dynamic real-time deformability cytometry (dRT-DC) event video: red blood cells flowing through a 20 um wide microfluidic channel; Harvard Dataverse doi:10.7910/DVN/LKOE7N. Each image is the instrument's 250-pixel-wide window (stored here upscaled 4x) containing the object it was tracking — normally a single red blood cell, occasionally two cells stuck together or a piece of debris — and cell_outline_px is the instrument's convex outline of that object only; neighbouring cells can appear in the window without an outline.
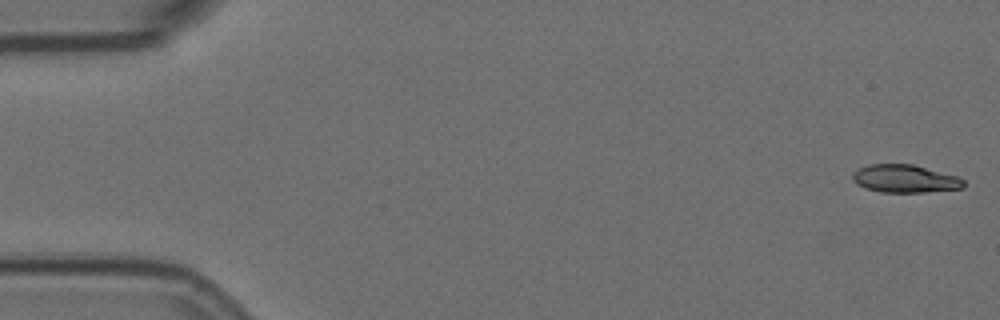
{"species": "Egyptian fruit bat (a non-hibernating species)", "species_latin": "Rousettus aegyptiacus", "temperature_condition": "room temperature", "stored_images_in_passage": 15, "camera_frame_rate_fps": 3000, "um_per_image_px": 0.085, "animal": {"sex": "female"}, "frame": {"image": 1, "passage_image": 1, "time_ms": 0.0, "image_size_px": [1000, 320], "cell_outline_px": [[964, 188], [924, 192], [880, 192], [864, 188], [856, 184], [852, 180], [852, 172], [868, 164], [912, 164], [960, 176], [964, 180]], "centroid_in_image_um": [76.92, 15.19], "position_along_channel_um": 8.1, "area_um2": 18.26}}